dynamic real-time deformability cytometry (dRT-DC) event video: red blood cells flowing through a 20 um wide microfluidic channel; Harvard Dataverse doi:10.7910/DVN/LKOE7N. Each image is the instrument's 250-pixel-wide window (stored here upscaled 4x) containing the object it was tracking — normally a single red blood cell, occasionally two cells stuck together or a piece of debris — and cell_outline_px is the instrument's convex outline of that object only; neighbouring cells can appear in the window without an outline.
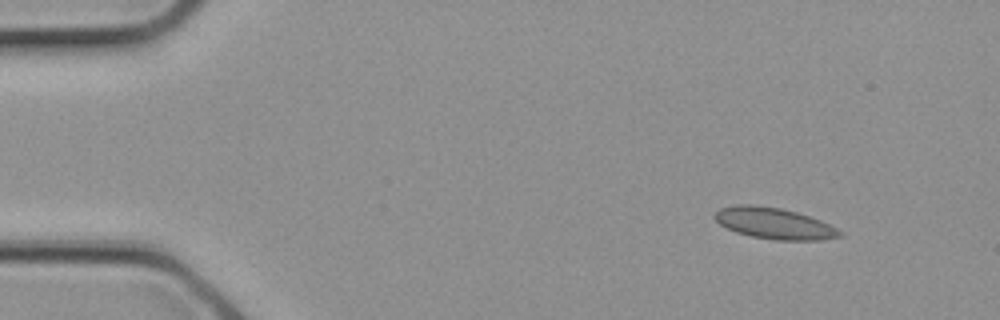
{"species": "common noctule bat (a hibernating species)", "species_latin": "Nyctalus noctula", "temperature_condition": "cold", "stored_images_in_passage": 2, "camera_frame_rate_fps": 3000, "um_per_image_px": 0.085, "animal": {"sex": "female", "body_mass_g": 21.9}, "frame": {"image": 1, "passage_image": 2, "time_ms": 0.333, "image_size_px": [1000, 320], "cell_outline_px": [[844, 236], [820, 240], [776, 240], [752, 236], [736, 232], [720, 224], [712, 216], [720, 208], [736, 204], [752, 204], [780, 208], [796, 212], [820, 220], [844, 232]], "centroid_in_image_um": [65.81, 18.98], "position_along_channel_um": 19.2, "area_um2": 22.72}}